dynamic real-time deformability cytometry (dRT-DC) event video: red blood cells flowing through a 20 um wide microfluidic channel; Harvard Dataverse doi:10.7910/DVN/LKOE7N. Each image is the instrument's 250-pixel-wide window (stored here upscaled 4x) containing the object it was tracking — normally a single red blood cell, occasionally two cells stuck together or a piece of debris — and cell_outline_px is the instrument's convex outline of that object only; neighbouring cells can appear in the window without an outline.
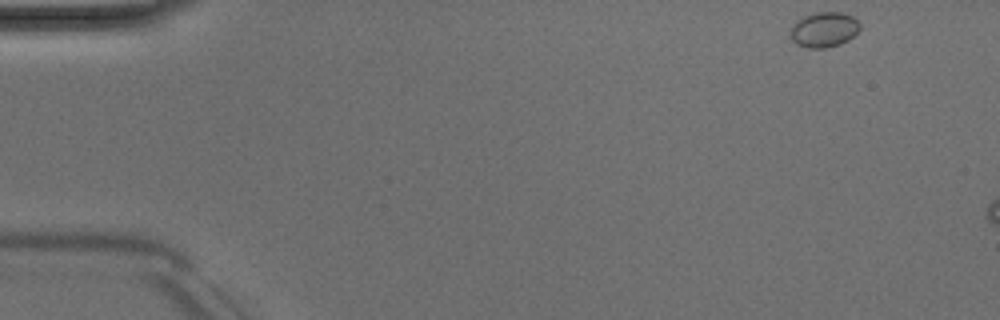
{"species": "Egyptian fruit bat (a non-hibernating species)", "species_latin": "Rousettus aegyptiacus", "temperature_condition": "room temperature", "stored_images_in_passage": 7, "camera_frame_rate_fps": 3000, "um_per_image_px": 0.085, "animal": {"sex": "male"}, "frame": {"image": 1, "passage_image": 1, "time_ms": 0.0, "image_size_px": [1000, 320], "cell_outline_px": [[860, 28], [848, 40], [840, 44], [824, 48], [808, 48], [796, 44], [792, 40], [792, 28], [804, 16], [816, 12], [840, 12], [852, 16], [860, 24]], "centroid_in_image_um": [70.07, 2.52], "position_along_channel_um": 14.9, "area_um2": 13.87}}